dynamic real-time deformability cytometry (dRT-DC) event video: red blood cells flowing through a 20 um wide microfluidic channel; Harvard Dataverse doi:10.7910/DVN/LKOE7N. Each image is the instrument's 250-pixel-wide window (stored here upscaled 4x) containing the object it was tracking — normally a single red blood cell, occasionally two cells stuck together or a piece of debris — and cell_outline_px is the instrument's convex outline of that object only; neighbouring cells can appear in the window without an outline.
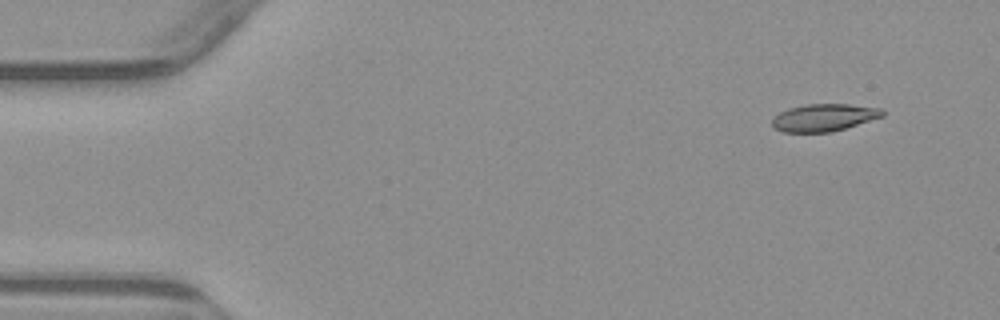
{"species": "common noctule bat (a hibernating species)", "species_latin": "Nyctalus noctula", "temperature_condition": "warm", "stored_images_in_passage": 5, "segment_of_instrument_passage": [2, 2], "camera_frame_rate_fps": 3000, "um_per_image_px": 0.085, "animal": {"sex": "male", "body_mass_g": 23.1, "forearm_length_mm": 52.7}, "frame": {"image": 1, "passage_image": 5, "time_ms": 5.333, "image_size_px": [1000, 320], "cell_outline_px": [[884, 116], [832, 132], [784, 132], [772, 128], [772, 120], [780, 112], [788, 108], [804, 104], [848, 104], [880, 108], [884, 112]], "centroid_in_image_um": [70.01, 9.99], "position_along_channel_um": 15.0, "area_um2": 17.57}}